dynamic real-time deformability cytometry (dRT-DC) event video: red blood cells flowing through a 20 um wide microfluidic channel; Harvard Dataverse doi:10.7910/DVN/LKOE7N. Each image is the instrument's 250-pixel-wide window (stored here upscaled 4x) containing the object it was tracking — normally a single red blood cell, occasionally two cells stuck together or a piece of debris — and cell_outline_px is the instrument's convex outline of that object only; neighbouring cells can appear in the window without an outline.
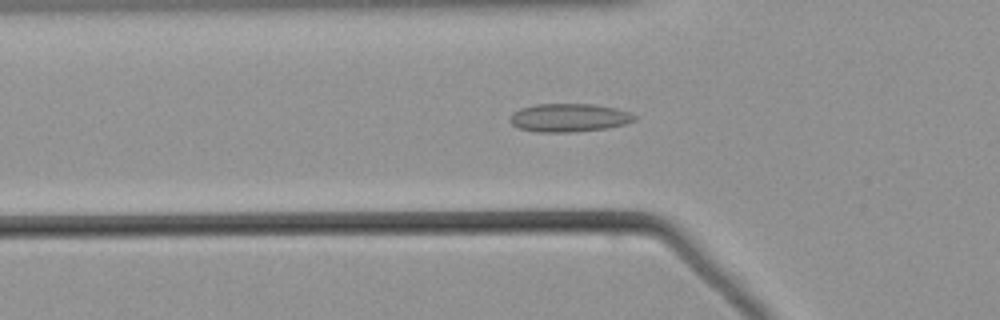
{"species": "common noctule bat (a hibernating species)", "species_latin": "Nyctalus noctula", "temperature_condition": "warm", "stored_images_in_passage": 52, "camera_frame_rate_fps": 3000, "um_per_image_px": 0.085, "animal": {"sex": "male", "body_mass_g": 21.5, "forearm_length_mm": 52.0}, "frame": {"image": 1, "passage_image": 17, "time_ms": 5.333, "image_size_px": [1000, 320], "cell_outline_px": [[636, 120], [628, 124], [608, 128], [572, 132], [536, 132], [516, 128], [508, 120], [512, 112], [520, 108], [536, 104], [592, 104], [616, 108], [628, 112], [636, 116]], "centroid_in_image_um": [48.34, 10.01], "position_along_channel_um": 77.5, "area_um2": 20.81}}
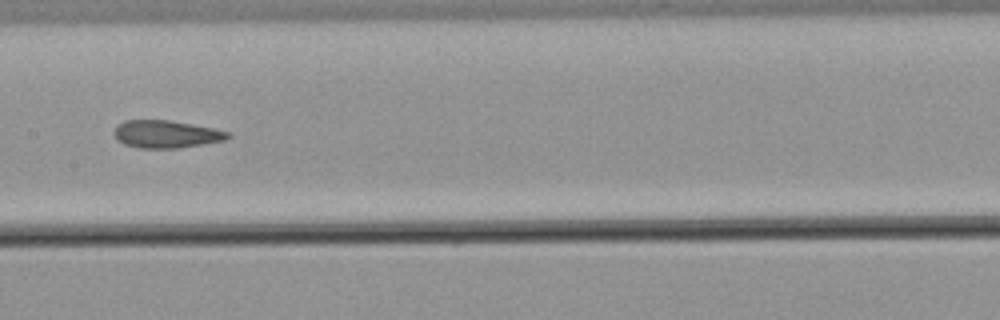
{"frame": {"image": 2, "passage_image": 26, "time_ms": 8.333, "image_size_px": [1000, 320], "cell_outline_px": [[232, 136], [224, 140], [204, 144], [176, 148], [140, 148], [124, 144], [116, 140], [112, 132], [124, 120], [168, 120], [192, 124], [212, 128], [228, 132]], "centroid_in_image_um": [14.1, 11.4], "position_along_channel_um": 193.3, "area_um2": 18.21}}
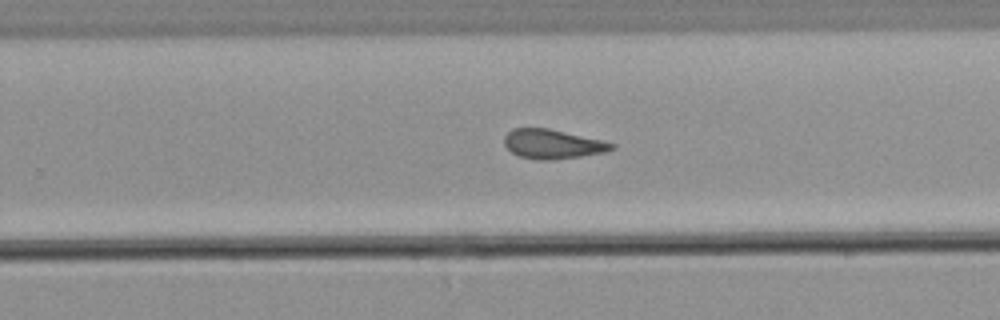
{"frame": {"image": 3, "passage_image": 33, "time_ms": 10.667, "image_size_px": [1000, 320], "cell_outline_px": [[616, 148], [608, 152], [580, 156], [548, 160], [540, 160], [520, 156], [512, 152], [504, 144], [504, 136], [512, 128], [548, 128], [600, 140], [616, 144]], "centroid_in_image_um": [46.98, 12.24], "position_along_channel_um": 282.8, "area_um2": 18.21}}